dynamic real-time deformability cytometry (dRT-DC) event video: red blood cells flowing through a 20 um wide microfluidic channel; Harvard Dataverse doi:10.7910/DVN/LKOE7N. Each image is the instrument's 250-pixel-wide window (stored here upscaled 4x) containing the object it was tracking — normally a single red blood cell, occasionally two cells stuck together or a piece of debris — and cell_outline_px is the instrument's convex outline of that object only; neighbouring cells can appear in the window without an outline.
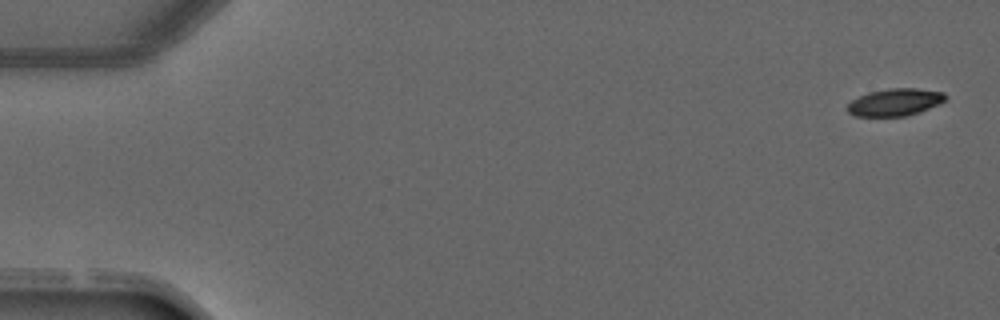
{"species": "common noctule bat (a hibernating species)", "species_latin": "Nyctalus noctula", "temperature_condition": "warm", "stored_images_in_passage": 5, "segment_of_instrument_passage": [1, 2], "camera_frame_rate_fps": 3000, "um_per_image_px": 0.085, "animal": {"sex": "male", "forearm_length_mm": 52.5}, "frame": {"image": 1, "passage_image": 1, "time_ms": 0.0, "image_size_px": [1000, 320], "cell_outline_px": [[948, 96], [940, 104], [920, 112], [904, 116], [856, 116], [848, 112], [844, 108], [852, 100], [868, 92], [888, 88], [916, 88], [944, 92]], "centroid_in_image_um": [76.08, 8.68], "position_along_channel_um": 8.9, "area_um2": 15.72}}
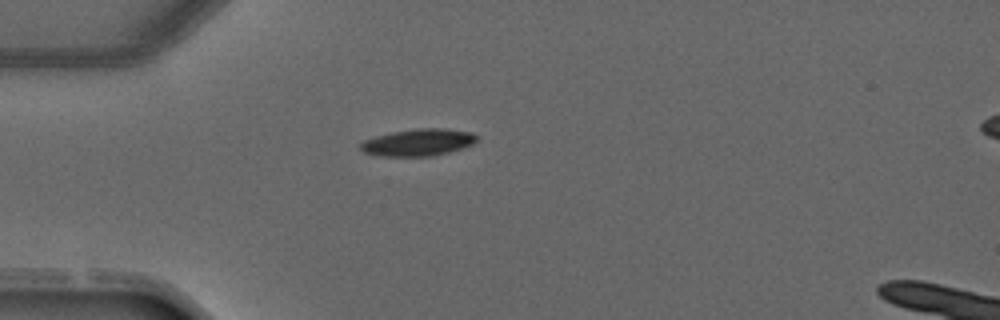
{"frame": {"image": 2, "passage_image": 4, "time_ms": 3.667, "image_size_px": [1000, 320], "cell_outline_px": [[476, 140], [472, 144], [448, 152], [432, 156], [380, 156], [364, 152], [360, 148], [360, 144], [364, 140], [376, 136], [392, 132], [416, 128], [444, 128], [472, 132], [476, 136]], "centroid_in_image_um": [35.52, 12.1], "position_along_channel_um": 49.5, "area_um2": 18.15}}